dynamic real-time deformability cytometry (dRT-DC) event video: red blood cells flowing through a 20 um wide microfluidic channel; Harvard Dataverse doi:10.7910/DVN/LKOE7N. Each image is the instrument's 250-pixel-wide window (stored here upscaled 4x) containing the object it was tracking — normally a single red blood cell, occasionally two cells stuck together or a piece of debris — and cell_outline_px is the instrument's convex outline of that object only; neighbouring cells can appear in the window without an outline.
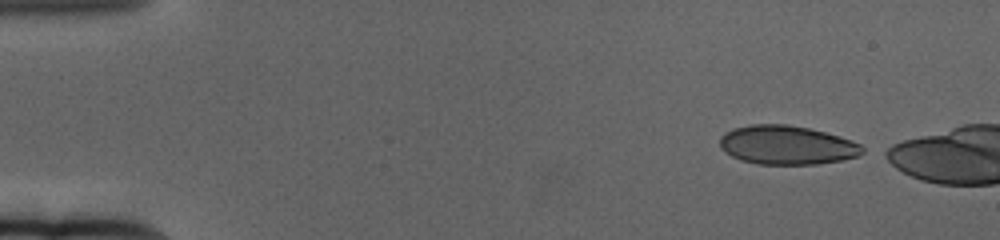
{"species": "human", "species_latin": "Homo sapiens", "temperature_condition": "cold", "stored_images_in_passage": 15, "camera_frame_rate_fps": 3000, "um_per_image_px": 0.085, "donor": {"sex": "female"}, "frame": {"image": 1, "passage_image": 1, "time_ms": 0.0, "image_size_px": [1000, 240], "cell_outline_px": [[864, 152], [856, 156], [840, 160], [816, 164], [756, 164], [740, 160], [724, 152], [720, 148], [720, 136], [724, 132], [732, 128], [752, 124], [788, 124], [808, 128], [840, 136], [852, 140], [860, 144], [864, 148]], "centroid_in_image_um": [66.84, 12.32], "position_along_channel_um": 18.2, "area_um2": 32.48}}